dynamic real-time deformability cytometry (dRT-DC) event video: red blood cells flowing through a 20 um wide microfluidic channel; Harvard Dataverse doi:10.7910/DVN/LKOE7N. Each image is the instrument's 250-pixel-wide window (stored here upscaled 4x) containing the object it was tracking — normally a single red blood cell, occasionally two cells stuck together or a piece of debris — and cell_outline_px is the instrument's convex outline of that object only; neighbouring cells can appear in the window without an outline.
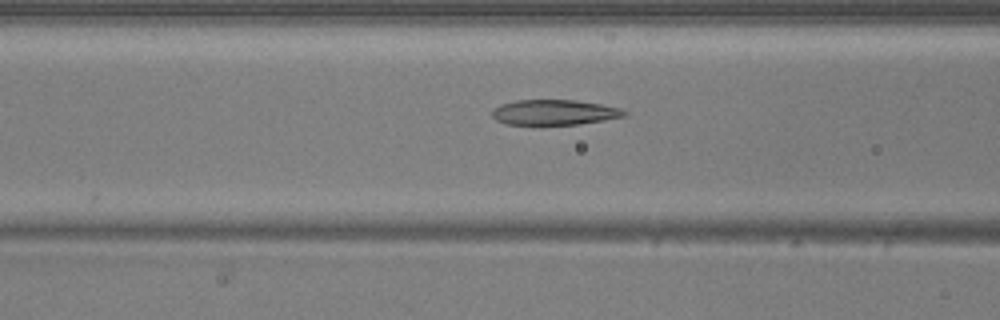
{"species": "common noctule bat (a hibernating species)", "species_latin": "Nyctalus noctula", "temperature_condition": "warm", "stored_images_in_passage": 17, "camera_frame_rate_fps": 3000, "um_per_image_px": 0.085, "animal": {"sex": "male", "body_mass_g": 20.5, "forearm_length_mm": 52.5}, "frame": {"image": 1, "passage_image": 10, "time_ms": 3.0, "image_size_px": [1000, 320], "cell_outline_px": [[628, 116], [580, 124], [540, 128], [504, 124], [496, 120], [492, 116], [492, 108], [500, 104], [516, 100], [576, 100], [600, 104], [620, 108], [628, 112]], "centroid_in_image_um": [47.06, 9.6], "position_along_channel_um": 119.5, "area_um2": 20.63}}
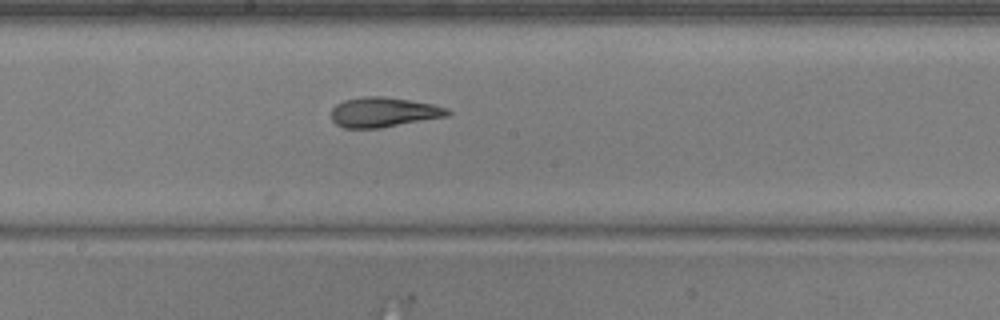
{"frame": {"image": 2, "passage_image": 17, "time_ms": 5.333, "image_size_px": [1000, 320], "cell_outline_px": [[452, 112], [448, 116], [380, 128], [344, 128], [336, 124], [332, 120], [332, 108], [336, 104], [344, 100], [364, 96], [384, 96], [432, 104], [448, 108]], "centroid_in_image_um": [32.6, 9.54], "position_along_channel_um": 215.6, "area_um2": 20.23}}